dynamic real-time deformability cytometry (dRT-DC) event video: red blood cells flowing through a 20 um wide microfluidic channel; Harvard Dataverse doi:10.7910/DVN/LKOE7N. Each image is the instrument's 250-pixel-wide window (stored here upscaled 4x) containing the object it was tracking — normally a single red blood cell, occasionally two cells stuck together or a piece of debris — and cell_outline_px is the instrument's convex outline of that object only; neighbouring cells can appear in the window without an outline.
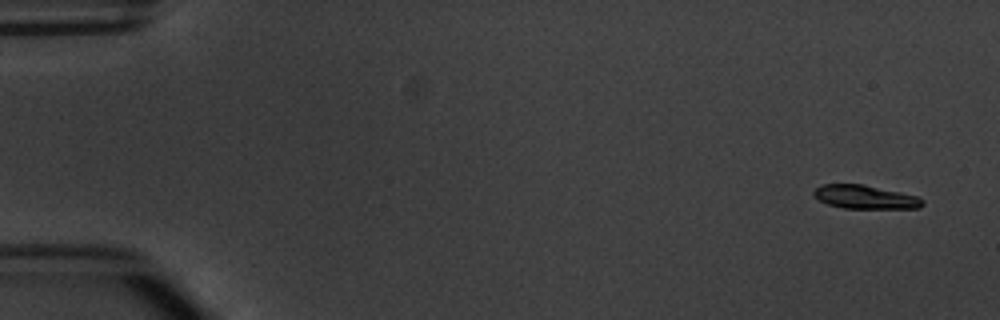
{"species": "common noctule bat (a hibernating species)", "species_latin": "Nyctalus noctula", "temperature_condition": "warm", "stored_images_in_passage": 4, "camera_frame_rate_fps": 3000, "um_per_image_px": 0.085, "animal": {"sex": "male", "body_mass_g": 20.1, "forearm_length_mm": 53.5}, "frame": {"image": 1, "passage_image": 1, "time_ms": 0.0, "image_size_px": [1000, 320], "cell_outline_px": [[924, 204], [920, 208], [844, 208], [828, 204], [812, 196], [812, 192], [820, 184], [864, 184], [900, 192], [916, 196], [924, 200]], "centroid_in_image_um": [73.51, 16.74], "position_along_channel_um": 11.5, "area_um2": 14.97}}
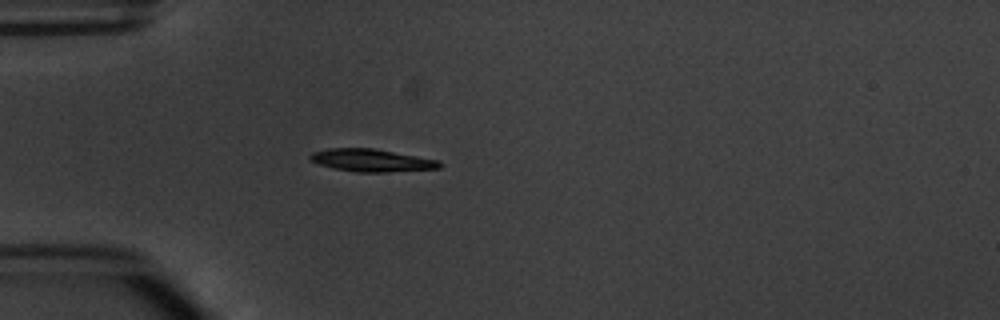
{"frame": {"image": 2, "passage_image": 4, "time_ms": 4.333, "image_size_px": [1000, 320], "cell_outline_px": [[444, 164], [440, 168], [388, 172], [356, 172], [332, 168], [308, 160], [308, 156], [312, 152], [328, 148], [372, 148], [440, 160]], "centroid_in_image_um": [31.58, 13.63], "position_along_channel_um": 53.4, "area_um2": 17.17}}